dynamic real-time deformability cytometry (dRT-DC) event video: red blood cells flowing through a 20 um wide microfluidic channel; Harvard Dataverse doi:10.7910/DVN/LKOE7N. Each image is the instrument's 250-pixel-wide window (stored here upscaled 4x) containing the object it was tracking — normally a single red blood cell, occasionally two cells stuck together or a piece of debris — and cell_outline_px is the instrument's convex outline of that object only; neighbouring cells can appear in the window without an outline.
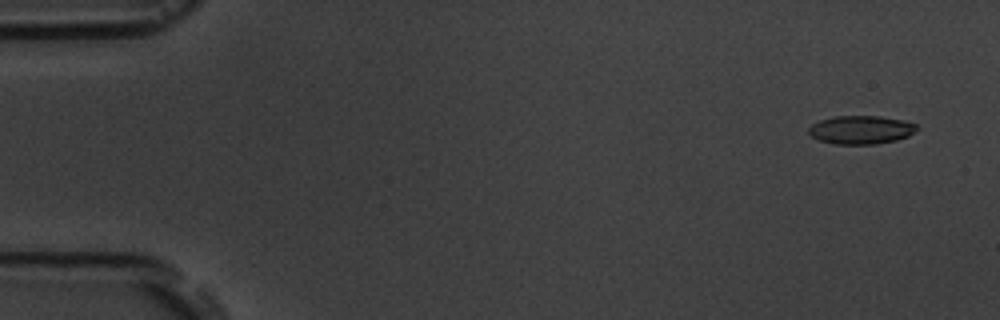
{"species": "common noctule bat (a hibernating species)", "species_latin": "Nyctalus noctula", "temperature_condition": "room temperature", "stored_images_in_passage": 5, "segment_of_instrument_passage": [1, 2], "camera_frame_rate_fps": 3000, "um_per_image_px": 0.085, "animal": {"sex": "male", "body_mass_g": 19.5, "forearm_length_mm": 54.6}, "frame": {"image": 1, "passage_image": 1, "time_ms": 0.0, "image_size_px": [1000, 320], "cell_outline_px": [[920, 128], [908, 136], [896, 140], [876, 144], [836, 144], [820, 140], [812, 136], [808, 132], [808, 128], [812, 124], [820, 120], [832, 116], [880, 116], [904, 120], [916, 124]], "centroid_in_image_um": [73.2, 11.02], "position_along_channel_um": 11.8, "area_um2": 17.98}}